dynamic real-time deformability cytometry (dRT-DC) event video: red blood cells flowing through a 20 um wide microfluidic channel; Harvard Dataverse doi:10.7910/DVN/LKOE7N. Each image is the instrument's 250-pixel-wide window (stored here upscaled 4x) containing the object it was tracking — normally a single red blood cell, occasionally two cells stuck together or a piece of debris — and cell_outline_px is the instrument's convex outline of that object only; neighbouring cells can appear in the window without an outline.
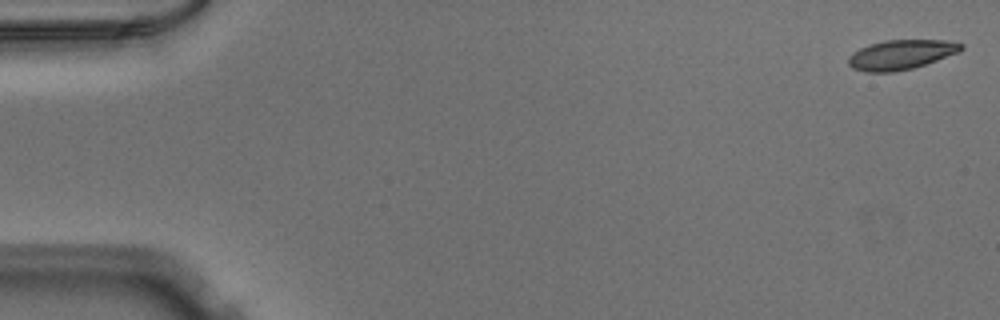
{"species": "Egyptian fruit bat (a non-hibernating species)", "species_latin": "Rousettus aegyptiacus", "temperature_condition": "warm", "stored_images_in_passage": 25, "camera_frame_rate_fps": 3000, "um_per_image_px": 0.085, "animal": {"sex": "male"}, "frame": {"image": 1, "passage_image": 1, "time_ms": 0.0, "image_size_px": [1000, 320], "cell_outline_px": [[964, 48], [960, 52], [912, 68], [892, 72], [864, 72], [852, 68], [848, 64], [848, 56], [852, 52], [868, 44], [884, 40], [944, 40], [964, 44]], "centroid_in_image_um": [76.55, 4.64], "position_along_channel_um": 8.4, "area_um2": 19.54}}
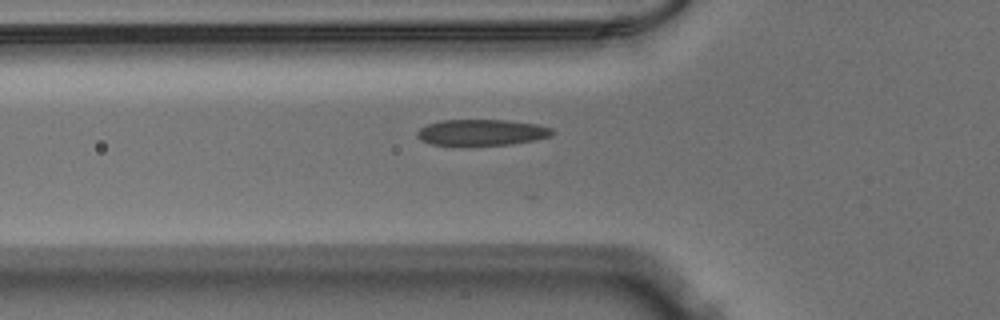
{"frame": {"image": 2, "passage_image": 18, "time_ms": 5.667, "image_size_px": [1000, 320], "cell_outline_px": [[556, 132], [552, 136], [536, 140], [512, 144], [428, 144], [416, 136], [416, 132], [420, 128], [428, 124], [440, 120], [508, 120], [536, 124], [552, 128]], "centroid_in_image_um": [40.98, 11.24], "position_along_channel_um": 84.8, "area_um2": 20.4}}
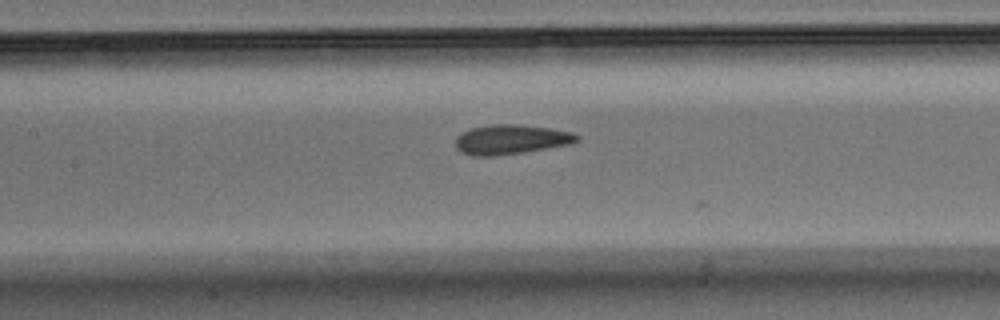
{"frame": {"image": 3, "passage_image": 24, "time_ms": 7.667, "image_size_px": [1000, 320], "cell_outline_px": [[580, 140], [572, 144], [524, 152], [492, 156], [472, 156], [460, 152], [456, 148], [456, 136], [460, 132], [472, 128], [492, 124], [520, 124], [548, 128], [572, 132], [580, 136]], "centroid_in_image_um": [43.43, 11.85], "position_along_channel_um": 164.0, "area_um2": 21.15}}